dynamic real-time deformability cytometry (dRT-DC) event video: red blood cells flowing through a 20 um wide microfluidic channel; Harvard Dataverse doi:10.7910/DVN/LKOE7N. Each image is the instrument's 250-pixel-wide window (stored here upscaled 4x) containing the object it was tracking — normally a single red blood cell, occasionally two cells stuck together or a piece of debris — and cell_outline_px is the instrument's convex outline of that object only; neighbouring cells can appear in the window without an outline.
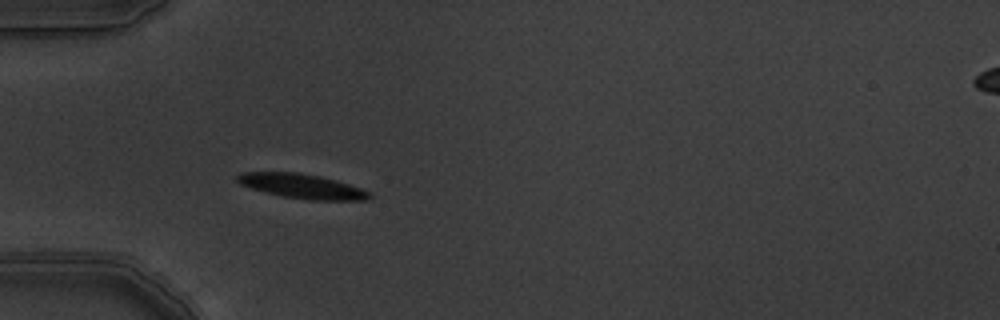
{"species": "common noctule bat (a hibernating species)", "species_latin": "Nyctalus noctula", "temperature_condition": "warm", "stored_images_in_passage": 1, "camera_frame_rate_fps": 3000, "um_per_image_px": 0.085, "animal": {"sex": "male", "body_mass_g": 19.5, "forearm_length_mm": 54.6}, "frame": {"image": 1, "passage_image": 1, "time_ms": 0.0, "image_size_px": [1000, 320], "cell_outline_px": [[372, 196], [368, 200], [312, 200], [284, 196], [252, 188], [240, 184], [236, 180], [236, 176], [240, 172], [296, 172], [320, 176], [336, 180], [372, 192]], "centroid_in_image_um": [25.7, 15.82], "position_along_channel_um": 59.3, "area_um2": 18.73}}